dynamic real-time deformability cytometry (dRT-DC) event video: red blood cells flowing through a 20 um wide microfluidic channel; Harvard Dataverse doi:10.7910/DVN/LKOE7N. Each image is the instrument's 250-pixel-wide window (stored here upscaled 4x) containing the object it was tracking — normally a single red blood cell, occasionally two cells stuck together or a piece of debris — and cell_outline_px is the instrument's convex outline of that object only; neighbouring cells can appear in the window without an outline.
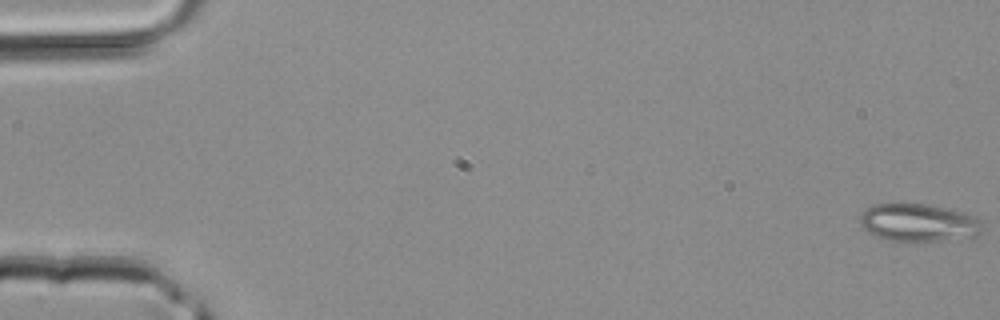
{"species": "common noctule bat (a hibernating species)", "species_latin": "Nyctalus noctula", "temperature_condition": "room temperature", "stored_images_in_passage": 10, "camera_frame_rate_fps": 3000, "um_per_image_px": 0.085, "animal": {"sex": "male", "body_mass_g": 20.4}, "frame": {"image": 1, "passage_image": 1, "time_ms": 0.0, "image_size_px": [1000, 320], "cell_outline_px": [[984, 232], [980, 236], [944, 240], [888, 240], [876, 236], [868, 232], [860, 224], [860, 216], [872, 204], [904, 200], [948, 208], [964, 212], [976, 216], [980, 220]], "centroid_in_image_um": [78.1, 18.87], "position_along_channel_um": 6.9, "area_um2": 27.69}}